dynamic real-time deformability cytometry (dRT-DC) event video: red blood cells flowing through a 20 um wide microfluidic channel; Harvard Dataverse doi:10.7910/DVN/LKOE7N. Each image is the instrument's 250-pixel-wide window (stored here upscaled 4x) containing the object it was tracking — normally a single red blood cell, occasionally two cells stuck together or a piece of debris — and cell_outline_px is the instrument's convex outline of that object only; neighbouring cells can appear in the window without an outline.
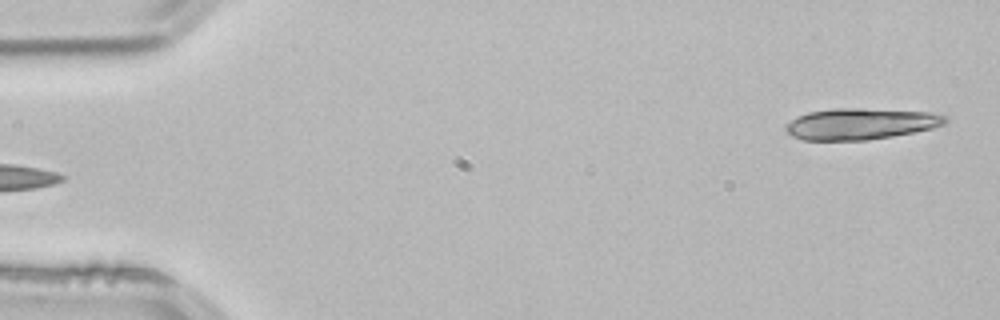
{"species": "common noctule bat (a hibernating species)", "species_latin": "Nyctalus noctula", "temperature_condition": "room temperature", "stored_images_in_passage": 3, "segment_of_instrument_passage": [2, 2], "camera_frame_rate_fps": 3000, "um_per_image_px": 0.085, "animal": {"sex": "male", "body_mass_g": 21.5, "forearm_length_mm": 52.0}, "frame": {"image": 1, "passage_image": 3, "time_ms": 0.667, "image_size_px": [1000, 320], "cell_outline_px": [[948, 120], [944, 124], [932, 128], [892, 136], [868, 140], [804, 140], [792, 136], [784, 128], [796, 116], [808, 112], [836, 108], [852, 108], [928, 112], [948, 116]], "centroid_in_image_um": [73.14, 10.53], "position_along_channel_um": 11.9, "area_um2": 28.78}}